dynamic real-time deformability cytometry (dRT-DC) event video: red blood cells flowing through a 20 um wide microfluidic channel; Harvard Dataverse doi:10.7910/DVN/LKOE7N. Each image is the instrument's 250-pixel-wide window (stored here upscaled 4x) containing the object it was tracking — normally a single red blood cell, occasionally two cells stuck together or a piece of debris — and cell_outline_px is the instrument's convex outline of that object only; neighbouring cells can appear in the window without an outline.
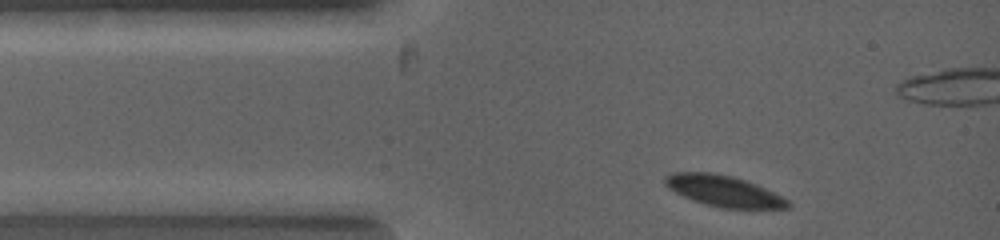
{"species": "common noctule bat (a hibernating species)", "species_latin": "Nyctalus noctula", "temperature_condition": "warm", "stored_images_in_passage": 9, "camera_frame_rate_fps": 5000, "um_per_image_px": 0.085, "animal": {"sex": "female", "body_mass_g": 19.0, "forearm_length_mm": 53.3}, "frame": {"image": 1, "passage_image": 1, "time_ms": 0.0, "image_size_px": [1000, 240], "cell_outline_px": [[792, 204], [788, 208], [720, 208], [704, 204], [684, 196], [668, 188], [664, 184], [664, 176], [672, 172], [712, 172], [732, 176], [756, 184], [788, 200]], "centroid_in_image_um": [61.47, 16.23], "position_along_channel_um": 23.5, "area_um2": 22.08}}